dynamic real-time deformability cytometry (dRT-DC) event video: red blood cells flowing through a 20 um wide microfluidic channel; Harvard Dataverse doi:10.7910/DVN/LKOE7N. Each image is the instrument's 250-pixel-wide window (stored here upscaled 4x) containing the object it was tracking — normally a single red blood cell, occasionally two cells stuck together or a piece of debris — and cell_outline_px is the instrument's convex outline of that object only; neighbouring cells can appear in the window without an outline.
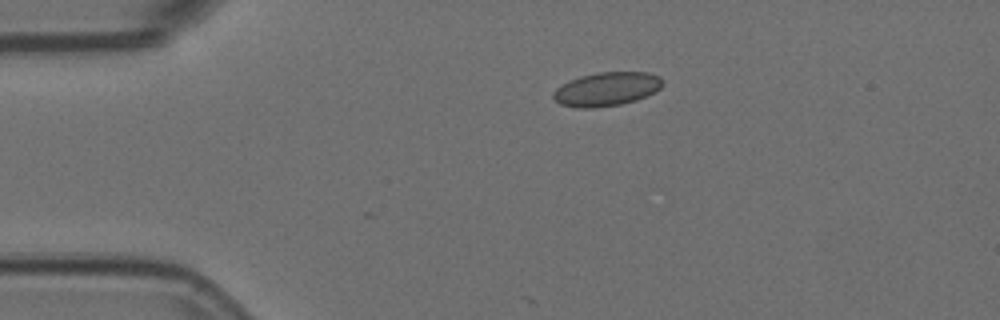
{"species": "Egyptian fruit bat (a non-hibernating species)", "species_latin": "Rousettus aegyptiacus", "temperature_condition": "room temperature", "stored_images_in_passage": 3, "segment_of_instrument_passage": [1, 2], "camera_frame_rate_fps": 3000, "um_per_image_px": 0.085, "animal": {"sex": "female"}, "frame": {"image": 1, "passage_image": 1, "time_ms": 0.0, "image_size_px": [1000, 320], "cell_outline_px": [[664, 84], [660, 88], [636, 100], [620, 104], [592, 108], [576, 108], [560, 104], [552, 96], [552, 92], [556, 88], [568, 80], [580, 76], [596, 72], [648, 72], [660, 76], [664, 80]], "centroid_in_image_um": [51.54, 7.56], "position_along_channel_um": 33.5, "area_um2": 21.62}}